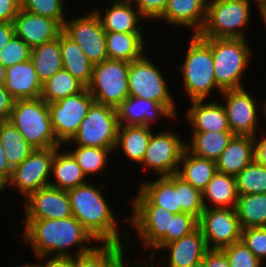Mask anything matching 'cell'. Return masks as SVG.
Segmentation results:
<instances>
[{"instance_id": "obj_26", "label": "cell", "mask_w": 266, "mask_h": 267, "mask_svg": "<svg viewBox=\"0 0 266 267\" xmlns=\"http://www.w3.org/2000/svg\"><path fill=\"white\" fill-rule=\"evenodd\" d=\"M110 8L105 9L102 17L98 14L105 32L141 33L142 27L138 26L139 18L144 16L134 7L132 0H111ZM136 8V9H135Z\"/></svg>"}, {"instance_id": "obj_47", "label": "cell", "mask_w": 266, "mask_h": 267, "mask_svg": "<svg viewBox=\"0 0 266 267\" xmlns=\"http://www.w3.org/2000/svg\"><path fill=\"white\" fill-rule=\"evenodd\" d=\"M139 12L147 19H158L164 12L168 0H132Z\"/></svg>"}, {"instance_id": "obj_27", "label": "cell", "mask_w": 266, "mask_h": 267, "mask_svg": "<svg viewBox=\"0 0 266 267\" xmlns=\"http://www.w3.org/2000/svg\"><path fill=\"white\" fill-rule=\"evenodd\" d=\"M60 48L63 69L70 72L87 88L92 78L94 63L63 31L60 33Z\"/></svg>"}, {"instance_id": "obj_49", "label": "cell", "mask_w": 266, "mask_h": 267, "mask_svg": "<svg viewBox=\"0 0 266 267\" xmlns=\"http://www.w3.org/2000/svg\"><path fill=\"white\" fill-rule=\"evenodd\" d=\"M20 8V0H0V22H14Z\"/></svg>"}, {"instance_id": "obj_40", "label": "cell", "mask_w": 266, "mask_h": 267, "mask_svg": "<svg viewBox=\"0 0 266 267\" xmlns=\"http://www.w3.org/2000/svg\"><path fill=\"white\" fill-rule=\"evenodd\" d=\"M115 149H104L98 147L77 146L69 152L74 156L87 177L89 174L99 173L108 163V155Z\"/></svg>"}, {"instance_id": "obj_39", "label": "cell", "mask_w": 266, "mask_h": 267, "mask_svg": "<svg viewBox=\"0 0 266 267\" xmlns=\"http://www.w3.org/2000/svg\"><path fill=\"white\" fill-rule=\"evenodd\" d=\"M238 195L266 193V167L255 160L236 176Z\"/></svg>"}, {"instance_id": "obj_12", "label": "cell", "mask_w": 266, "mask_h": 267, "mask_svg": "<svg viewBox=\"0 0 266 267\" xmlns=\"http://www.w3.org/2000/svg\"><path fill=\"white\" fill-rule=\"evenodd\" d=\"M208 249H220L241 240V226L235 208H205L198 219Z\"/></svg>"}, {"instance_id": "obj_51", "label": "cell", "mask_w": 266, "mask_h": 267, "mask_svg": "<svg viewBox=\"0 0 266 267\" xmlns=\"http://www.w3.org/2000/svg\"><path fill=\"white\" fill-rule=\"evenodd\" d=\"M46 261L40 267H77V256H52Z\"/></svg>"}, {"instance_id": "obj_58", "label": "cell", "mask_w": 266, "mask_h": 267, "mask_svg": "<svg viewBox=\"0 0 266 267\" xmlns=\"http://www.w3.org/2000/svg\"><path fill=\"white\" fill-rule=\"evenodd\" d=\"M16 267H40V264L38 263V264H28V263H26V264H24V265H20V266H16Z\"/></svg>"}, {"instance_id": "obj_41", "label": "cell", "mask_w": 266, "mask_h": 267, "mask_svg": "<svg viewBox=\"0 0 266 267\" xmlns=\"http://www.w3.org/2000/svg\"><path fill=\"white\" fill-rule=\"evenodd\" d=\"M175 189L178 190L181 212L189 213L199 219L205 209L202 191L194 188L177 174H175Z\"/></svg>"}, {"instance_id": "obj_57", "label": "cell", "mask_w": 266, "mask_h": 267, "mask_svg": "<svg viewBox=\"0 0 266 267\" xmlns=\"http://www.w3.org/2000/svg\"><path fill=\"white\" fill-rule=\"evenodd\" d=\"M142 262L143 261H141L139 264H137V267H142V266H144L143 264H142ZM125 263H124V260L122 259L115 267H126L125 265H124Z\"/></svg>"}, {"instance_id": "obj_30", "label": "cell", "mask_w": 266, "mask_h": 267, "mask_svg": "<svg viewBox=\"0 0 266 267\" xmlns=\"http://www.w3.org/2000/svg\"><path fill=\"white\" fill-rule=\"evenodd\" d=\"M216 172L215 161L193 155L185 149L179 163L177 175L194 188L203 191Z\"/></svg>"}, {"instance_id": "obj_19", "label": "cell", "mask_w": 266, "mask_h": 267, "mask_svg": "<svg viewBox=\"0 0 266 267\" xmlns=\"http://www.w3.org/2000/svg\"><path fill=\"white\" fill-rule=\"evenodd\" d=\"M136 196L131 201L132 205H155L173 214L181 213L178 190L175 189V174L160 176L156 181L142 183Z\"/></svg>"}, {"instance_id": "obj_53", "label": "cell", "mask_w": 266, "mask_h": 267, "mask_svg": "<svg viewBox=\"0 0 266 267\" xmlns=\"http://www.w3.org/2000/svg\"><path fill=\"white\" fill-rule=\"evenodd\" d=\"M15 35L13 22H0V49Z\"/></svg>"}, {"instance_id": "obj_1", "label": "cell", "mask_w": 266, "mask_h": 267, "mask_svg": "<svg viewBox=\"0 0 266 267\" xmlns=\"http://www.w3.org/2000/svg\"><path fill=\"white\" fill-rule=\"evenodd\" d=\"M24 223V239L40 259L47 258L50 253H57V257L74 256L67 252V248L73 246L80 248L75 256L87 254L95 248L87 246L95 239L74 216L63 219L25 220Z\"/></svg>"}, {"instance_id": "obj_44", "label": "cell", "mask_w": 266, "mask_h": 267, "mask_svg": "<svg viewBox=\"0 0 266 267\" xmlns=\"http://www.w3.org/2000/svg\"><path fill=\"white\" fill-rule=\"evenodd\" d=\"M222 250L228 256L230 267H262L263 265L242 240Z\"/></svg>"}, {"instance_id": "obj_4", "label": "cell", "mask_w": 266, "mask_h": 267, "mask_svg": "<svg viewBox=\"0 0 266 267\" xmlns=\"http://www.w3.org/2000/svg\"><path fill=\"white\" fill-rule=\"evenodd\" d=\"M212 48L214 75L220 90L244 88L242 73L247 69L252 51L246 38H203Z\"/></svg>"}, {"instance_id": "obj_34", "label": "cell", "mask_w": 266, "mask_h": 267, "mask_svg": "<svg viewBox=\"0 0 266 267\" xmlns=\"http://www.w3.org/2000/svg\"><path fill=\"white\" fill-rule=\"evenodd\" d=\"M192 141L186 143V149L193 155L216 161L228 142L234 136L232 132H192Z\"/></svg>"}, {"instance_id": "obj_62", "label": "cell", "mask_w": 266, "mask_h": 267, "mask_svg": "<svg viewBox=\"0 0 266 267\" xmlns=\"http://www.w3.org/2000/svg\"><path fill=\"white\" fill-rule=\"evenodd\" d=\"M262 107H263V109H264L263 111H264V113H265V115H266V101L263 102V106H262Z\"/></svg>"}, {"instance_id": "obj_25", "label": "cell", "mask_w": 266, "mask_h": 267, "mask_svg": "<svg viewBox=\"0 0 266 267\" xmlns=\"http://www.w3.org/2000/svg\"><path fill=\"white\" fill-rule=\"evenodd\" d=\"M254 161V137L234 135L216 162L220 173L237 176Z\"/></svg>"}, {"instance_id": "obj_2", "label": "cell", "mask_w": 266, "mask_h": 267, "mask_svg": "<svg viewBox=\"0 0 266 267\" xmlns=\"http://www.w3.org/2000/svg\"><path fill=\"white\" fill-rule=\"evenodd\" d=\"M89 182L67 191L72 216L103 243H122L118 223L102 192Z\"/></svg>"}, {"instance_id": "obj_46", "label": "cell", "mask_w": 266, "mask_h": 267, "mask_svg": "<svg viewBox=\"0 0 266 267\" xmlns=\"http://www.w3.org/2000/svg\"><path fill=\"white\" fill-rule=\"evenodd\" d=\"M198 227V219L193 215L181 212L172 217L171 232H167V244L191 233Z\"/></svg>"}, {"instance_id": "obj_18", "label": "cell", "mask_w": 266, "mask_h": 267, "mask_svg": "<svg viewBox=\"0 0 266 267\" xmlns=\"http://www.w3.org/2000/svg\"><path fill=\"white\" fill-rule=\"evenodd\" d=\"M15 35L31 49L59 37L63 27L54 19L35 15L20 8L14 19Z\"/></svg>"}, {"instance_id": "obj_35", "label": "cell", "mask_w": 266, "mask_h": 267, "mask_svg": "<svg viewBox=\"0 0 266 267\" xmlns=\"http://www.w3.org/2000/svg\"><path fill=\"white\" fill-rule=\"evenodd\" d=\"M235 210L241 228L266 227V193L238 195Z\"/></svg>"}, {"instance_id": "obj_29", "label": "cell", "mask_w": 266, "mask_h": 267, "mask_svg": "<svg viewBox=\"0 0 266 267\" xmlns=\"http://www.w3.org/2000/svg\"><path fill=\"white\" fill-rule=\"evenodd\" d=\"M205 208H235L238 200L236 177L216 172L206 188L202 191Z\"/></svg>"}, {"instance_id": "obj_28", "label": "cell", "mask_w": 266, "mask_h": 267, "mask_svg": "<svg viewBox=\"0 0 266 267\" xmlns=\"http://www.w3.org/2000/svg\"><path fill=\"white\" fill-rule=\"evenodd\" d=\"M61 149L62 147H59L54 154L51 173L55 181H50L49 185L68 191L87 183L86 176L74 156L69 150L60 153Z\"/></svg>"}, {"instance_id": "obj_20", "label": "cell", "mask_w": 266, "mask_h": 267, "mask_svg": "<svg viewBox=\"0 0 266 267\" xmlns=\"http://www.w3.org/2000/svg\"><path fill=\"white\" fill-rule=\"evenodd\" d=\"M119 125H147L150 126L160 116L170 119L176 117L164 106L156 101L128 97L117 108Z\"/></svg>"}, {"instance_id": "obj_3", "label": "cell", "mask_w": 266, "mask_h": 267, "mask_svg": "<svg viewBox=\"0 0 266 267\" xmlns=\"http://www.w3.org/2000/svg\"><path fill=\"white\" fill-rule=\"evenodd\" d=\"M8 121L35 149L62 147L51 126L48 103L42 98L15 100Z\"/></svg>"}, {"instance_id": "obj_8", "label": "cell", "mask_w": 266, "mask_h": 267, "mask_svg": "<svg viewBox=\"0 0 266 267\" xmlns=\"http://www.w3.org/2000/svg\"><path fill=\"white\" fill-rule=\"evenodd\" d=\"M118 129L117 109L94 102L81 122L78 132L66 143L74 142L75 146L115 149Z\"/></svg>"}, {"instance_id": "obj_21", "label": "cell", "mask_w": 266, "mask_h": 267, "mask_svg": "<svg viewBox=\"0 0 266 267\" xmlns=\"http://www.w3.org/2000/svg\"><path fill=\"white\" fill-rule=\"evenodd\" d=\"M207 1L168 0L163 14L158 19H163L172 26L191 28L192 34H198L206 19Z\"/></svg>"}, {"instance_id": "obj_59", "label": "cell", "mask_w": 266, "mask_h": 267, "mask_svg": "<svg viewBox=\"0 0 266 267\" xmlns=\"http://www.w3.org/2000/svg\"><path fill=\"white\" fill-rule=\"evenodd\" d=\"M260 15L262 16L263 22L266 27V8L260 12Z\"/></svg>"}, {"instance_id": "obj_6", "label": "cell", "mask_w": 266, "mask_h": 267, "mask_svg": "<svg viewBox=\"0 0 266 267\" xmlns=\"http://www.w3.org/2000/svg\"><path fill=\"white\" fill-rule=\"evenodd\" d=\"M250 0H208L202 38H245L250 21ZM242 29V31H241Z\"/></svg>"}, {"instance_id": "obj_36", "label": "cell", "mask_w": 266, "mask_h": 267, "mask_svg": "<svg viewBox=\"0 0 266 267\" xmlns=\"http://www.w3.org/2000/svg\"><path fill=\"white\" fill-rule=\"evenodd\" d=\"M0 138L6 158L13 169L35 150L8 120L0 121Z\"/></svg>"}, {"instance_id": "obj_38", "label": "cell", "mask_w": 266, "mask_h": 267, "mask_svg": "<svg viewBox=\"0 0 266 267\" xmlns=\"http://www.w3.org/2000/svg\"><path fill=\"white\" fill-rule=\"evenodd\" d=\"M122 243H104L91 252L77 256V267H115L125 259Z\"/></svg>"}, {"instance_id": "obj_13", "label": "cell", "mask_w": 266, "mask_h": 267, "mask_svg": "<svg viewBox=\"0 0 266 267\" xmlns=\"http://www.w3.org/2000/svg\"><path fill=\"white\" fill-rule=\"evenodd\" d=\"M63 32L79 45L94 64L108 59L106 32L95 11L79 18L66 20L63 25Z\"/></svg>"}, {"instance_id": "obj_7", "label": "cell", "mask_w": 266, "mask_h": 267, "mask_svg": "<svg viewBox=\"0 0 266 267\" xmlns=\"http://www.w3.org/2000/svg\"><path fill=\"white\" fill-rule=\"evenodd\" d=\"M129 64L111 59L94 64L87 89L95 102L117 108L129 97Z\"/></svg>"}, {"instance_id": "obj_42", "label": "cell", "mask_w": 266, "mask_h": 267, "mask_svg": "<svg viewBox=\"0 0 266 267\" xmlns=\"http://www.w3.org/2000/svg\"><path fill=\"white\" fill-rule=\"evenodd\" d=\"M21 9L35 15L49 17L56 20L62 27L66 21L64 17L63 0H20Z\"/></svg>"}, {"instance_id": "obj_14", "label": "cell", "mask_w": 266, "mask_h": 267, "mask_svg": "<svg viewBox=\"0 0 266 267\" xmlns=\"http://www.w3.org/2000/svg\"><path fill=\"white\" fill-rule=\"evenodd\" d=\"M184 141L179 135L168 130L152 133L141 165L156 171L159 176L177 174L182 154L186 149Z\"/></svg>"}, {"instance_id": "obj_33", "label": "cell", "mask_w": 266, "mask_h": 267, "mask_svg": "<svg viewBox=\"0 0 266 267\" xmlns=\"http://www.w3.org/2000/svg\"><path fill=\"white\" fill-rule=\"evenodd\" d=\"M30 60L42 84L62 70L60 35L52 41L32 48Z\"/></svg>"}, {"instance_id": "obj_63", "label": "cell", "mask_w": 266, "mask_h": 267, "mask_svg": "<svg viewBox=\"0 0 266 267\" xmlns=\"http://www.w3.org/2000/svg\"><path fill=\"white\" fill-rule=\"evenodd\" d=\"M250 1H251V0H250ZM255 1L257 2L258 5H256V6L259 7L258 10L260 11V0H255Z\"/></svg>"}, {"instance_id": "obj_52", "label": "cell", "mask_w": 266, "mask_h": 267, "mask_svg": "<svg viewBox=\"0 0 266 267\" xmlns=\"http://www.w3.org/2000/svg\"><path fill=\"white\" fill-rule=\"evenodd\" d=\"M260 132L263 134L261 140L256 136L254 137V160L266 167V133Z\"/></svg>"}, {"instance_id": "obj_16", "label": "cell", "mask_w": 266, "mask_h": 267, "mask_svg": "<svg viewBox=\"0 0 266 267\" xmlns=\"http://www.w3.org/2000/svg\"><path fill=\"white\" fill-rule=\"evenodd\" d=\"M225 105L223 104L230 131L234 135L252 136L257 135V105L254 98L245 90L233 89L224 90L221 93Z\"/></svg>"}, {"instance_id": "obj_45", "label": "cell", "mask_w": 266, "mask_h": 267, "mask_svg": "<svg viewBox=\"0 0 266 267\" xmlns=\"http://www.w3.org/2000/svg\"><path fill=\"white\" fill-rule=\"evenodd\" d=\"M241 240L264 263L266 258V227L242 228Z\"/></svg>"}, {"instance_id": "obj_54", "label": "cell", "mask_w": 266, "mask_h": 267, "mask_svg": "<svg viewBox=\"0 0 266 267\" xmlns=\"http://www.w3.org/2000/svg\"><path fill=\"white\" fill-rule=\"evenodd\" d=\"M13 168L10 166L5 155V150L0 138V175L8 182L11 179Z\"/></svg>"}, {"instance_id": "obj_24", "label": "cell", "mask_w": 266, "mask_h": 267, "mask_svg": "<svg viewBox=\"0 0 266 267\" xmlns=\"http://www.w3.org/2000/svg\"><path fill=\"white\" fill-rule=\"evenodd\" d=\"M161 249L170 252L168 267H191L201 262L208 250L199 227L184 237L164 245Z\"/></svg>"}, {"instance_id": "obj_60", "label": "cell", "mask_w": 266, "mask_h": 267, "mask_svg": "<svg viewBox=\"0 0 266 267\" xmlns=\"http://www.w3.org/2000/svg\"><path fill=\"white\" fill-rule=\"evenodd\" d=\"M266 8V0H260V12Z\"/></svg>"}, {"instance_id": "obj_43", "label": "cell", "mask_w": 266, "mask_h": 267, "mask_svg": "<svg viewBox=\"0 0 266 267\" xmlns=\"http://www.w3.org/2000/svg\"><path fill=\"white\" fill-rule=\"evenodd\" d=\"M31 48L19 37L14 35L10 41L0 49V63L5 67L26 62L31 57Z\"/></svg>"}, {"instance_id": "obj_48", "label": "cell", "mask_w": 266, "mask_h": 267, "mask_svg": "<svg viewBox=\"0 0 266 267\" xmlns=\"http://www.w3.org/2000/svg\"><path fill=\"white\" fill-rule=\"evenodd\" d=\"M202 261L205 267H230L228 256L220 249H208Z\"/></svg>"}, {"instance_id": "obj_5", "label": "cell", "mask_w": 266, "mask_h": 267, "mask_svg": "<svg viewBox=\"0 0 266 267\" xmlns=\"http://www.w3.org/2000/svg\"><path fill=\"white\" fill-rule=\"evenodd\" d=\"M190 45L181 66L183 84L190 101L204 100L211 95L212 89H219L214 75L211 46L198 34H192Z\"/></svg>"}, {"instance_id": "obj_61", "label": "cell", "mask_w": 266, "mask_h": 267, "mask_svg": "<svg viewBox=\"0 0 266 267\" xmlns=\"http://www.w3.org/2000/svg\"><path fill=\"white\" fill-rule=\"evenodd\" d=\"M191 267H205V265H204V262L201 261V262H199V263H197V264H195V265H193Z\"/></svg>"}, {"instance_id": "obj_31", "label": "cell", "mask_w": 266, "mask_h": 267, "mask_svg": "<svg viewBox=\"0 0 266 267\" xmlns=\"http://www.w3.org/2000/svg\"><path fill=\"white\" fill-rule=\"evenodd\" d=\"M152 133L147 125H119L115 148L121 147L127 158L141 164Z\"/></svg>"}, {"instance_id": "obj_11", "label": "cell", "mask_w": 266, "mask_h": 267, "mask_svg": "<svg viewBox=\"0 0 266 267\" xmlns=\"http://www.w3.org/2000/svg\"><path fill=\"white\" fill-rule=\"evenodd\" d=\"M130 223L137 230L145 247L150 248L151 256L167 244V232H171L172 217L175 214L155 205H132Z\"/></svg>"}, {"instance_id": "obj_22", "label": "cell", "mask_w": 266, "mask_h": 267, "mask_svg": "<svg viewBox=\"0 0 266 267\" xmlns=\"http://www.w3.org/2000/svg\"><path fill=\"white\" fill-rule=\"evenodd\" d=\"M5 89L15 100L41 98L42 86L32 61L6 68Z\"/></svg>"}, {"instance_id": "obj_9", "label": "cell", "mask_w": 266, "mask_h": 267, "mask_svg": "<svg viewBox=\"0 0 266 267\" xmlns=\"http://www.w3.org/2000/svg\"><path fill=\"white\" fill-rule=\"evenodd\" d=\"M128 82L130 97L156 101L177 117L173 98L168 91L166 81L160 69L148 57L143 55L130 62Z\"/></svg>"}, {"instance_id": "obj_50", "label": "cell", "mask_w": 266, "mask_h": 267, "mask_svg": "<svg viewBox=\"0 0 266 267\" xmlns=\"http://www.w3.org/2000/svg\"><path fill=\"white\" fill-rule=\"evenodd\" d=\"M14 102L12 95L4 86H0V121L9 119Z\"/></svg>"}, {"instance_id": "obj_23", "label": "cell", "mask_w": 266, "mask_h": 267, "mask_svg": "<svg viewBox=\"0 0 266 267\" xmlns=\"http://www.w3.org/2000/svg\"><path fill=\"white\" fill-rule=\"evenodd\" d=\"M193 100L186 117L193 132H231L223 104Z\"/></svg>"}, {"instance_id": "obj_32", "label": "cell", "mask_w": 266, "mask_h": 267, "mask_svg": "<svg viewBox=\"0 0 266 267\" xmlns=\"http://www.w3.org/2000/svg\"><path fill=\"white\" fill-rule=\"evenodd\" d=\"M142 33L106 32L107 57L111 60L132 62L142 57Z\"/></svg>"}, {"instance_id": "obj_37", "label": "cell", "mask_w": 266, "mask_h": 267, "mask_svg": "<svg viewBox=\"0 0 266 267\" xmlns=\"http://www.w3.org/2000/svg\"><path fill=\"white\" fill-rule=\"evenodd\" d=\"M85 88L70 72L62 69L43 84L41 98L49 104L82 92Z\"/></svg>"}, {"instance_id": "obj_55", "label": "cell", "mask_w": 266, "mask_h": 267, "mask_svg": "<svg viewBox=\"0 0 266 267\" xmlns=\"http://www.w3.org/2000/svg\"><path fill=\"white\" fill-rule=\"evenodd\" d=\"M6 68L0 63V86L5 85L6 81Z\"/></svg>"}, {"instance_id": "obj_56", "label": "cell", "mask_w": 266, "mask_h": 267, "mask_svg": "<svg viewBox=\"0 0 266 267\" xmlns=\"http://www.w3.org/2000/svg\"><path fill=\"white\" fill-rule=\"evenodd\" d=\"M8 182L0 175V191L7 187Z\"/></svg>"}, {"instance_id": "obj_15", "label": "cell", "mask_w": 266, "mask_h": 267, "mask_svg": "<svg viewBox=\"0 0 266 267\" xmlns=\"http://www.w3.org/2000/svg\"><path fill=\"white\" fill-rule=\"evenodd\" d=\"M59 147L35 149L13 169L10 186L17 188L25 198L32 192L49 185L54 154Z\"/></svg>"}, {"instance_id": "obj_10", "label": "cell", "mask_w": 266, "mask_h": 267, "mask_svg": "<svg viewBox=\"0 0 266 267\" xmlns=\"http://www.w3.org/2000/svg\"><path fill=\"white\" fill-rule=\"evenodd\" d=\"M94 102L89 90L85 88L82 92L48 104L53 132L63 147L78 132Z\"/></svg>"}, {"instance_id": "obj_17", "label": "cell", "mask_w": 266, "mask_h": 267, "mask_svg": "<svg viewBox=\"0 0 266 267\" xmlns=\"http://www.w3.org/2000/svg\"><path fill=\"white\" fill-rule=\"evenodd\" d=\"M25 220L63 219L72 216L67 191L45 186L30 193L25 202Z\"/></svg>"}]
</instances>
